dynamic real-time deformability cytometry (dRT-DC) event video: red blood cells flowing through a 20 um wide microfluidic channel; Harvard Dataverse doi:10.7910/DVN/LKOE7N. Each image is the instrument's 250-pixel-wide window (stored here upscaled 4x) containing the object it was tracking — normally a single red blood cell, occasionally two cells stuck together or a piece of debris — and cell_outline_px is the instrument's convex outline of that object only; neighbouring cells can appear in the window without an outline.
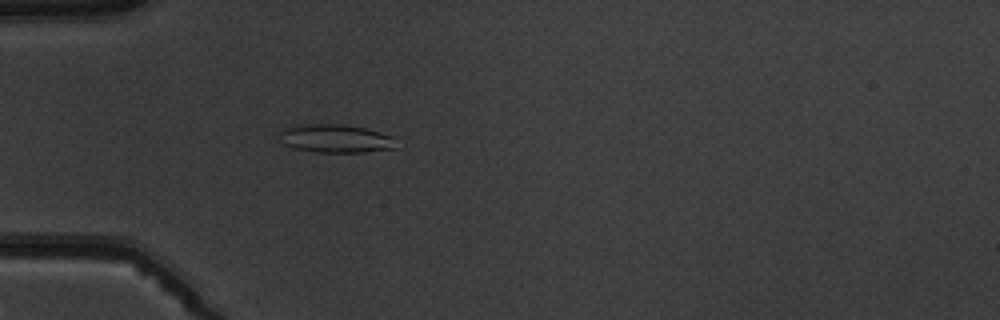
{"species": "common noctule bat (a hibernating species)", "species_latin": "Nyctalus noctula", "temperature_condition": "warm", "stored_images_in_passage": 5, "camera_frame_rate_fps": 3000, "um_per_image_px": 0.085, "animal": {"sex": "male", "body_mass_g": 19.5, "forearm_length_mm": 54.6}, "frame": {"image": 1, "passage_image": 5, "time_ms": 4.667, "image_size_px": [1000, 320], "cell_outline_px": [[400, 148], [364, 152], [316, 152], [292, 148], [284, 144], [280, 132], [284, 128], [300, 124], [340, 124], [364, 128], [392, 136]], "centroid_in_image_um": [28.56, 11.78], "position_along_channel_um": 56.4, "area_um2": 19.25}}